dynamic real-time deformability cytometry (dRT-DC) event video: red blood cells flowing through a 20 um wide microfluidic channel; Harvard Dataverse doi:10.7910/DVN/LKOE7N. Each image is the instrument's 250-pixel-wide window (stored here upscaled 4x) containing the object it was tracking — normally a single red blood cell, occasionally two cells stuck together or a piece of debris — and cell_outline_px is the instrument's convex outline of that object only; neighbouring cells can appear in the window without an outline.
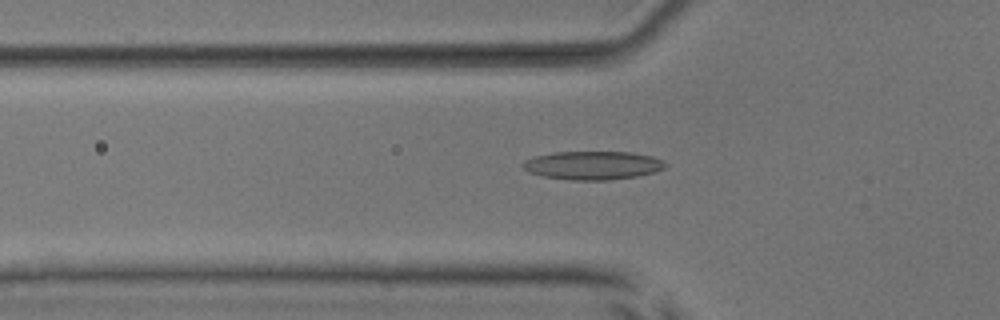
{"species": "common noctule bat (a hibernating species)", "species_latin": "Nyctalus noctula", "temperature_condition": "room temperature", "stored_images_in_passage": 52, "camera_frame_rate_fps": 3000, "um_per_image_px": 0.085, "animal": {"sex": "male", "body_mass_g": 17.9, "forearm_length_mm": 54.2}, "frame": {"image": 1, "passage_image": 18, "time_ms": 5.667, "image_size_px": [1000, 320], "cell_outline_px": [[668, 164], [664, 168], [656, 172], [636, 176], [608, 180], [572, 180], [544, 176], [528, 172], [520, 164], [524, 160], [536, 156], [552, 152], [632, 152], [652, 156], [664, 160]], "centroid_in_image_um": [50.41, 14.05], "position_along_channel_um": 75.4, "area_um2": 23.76}}
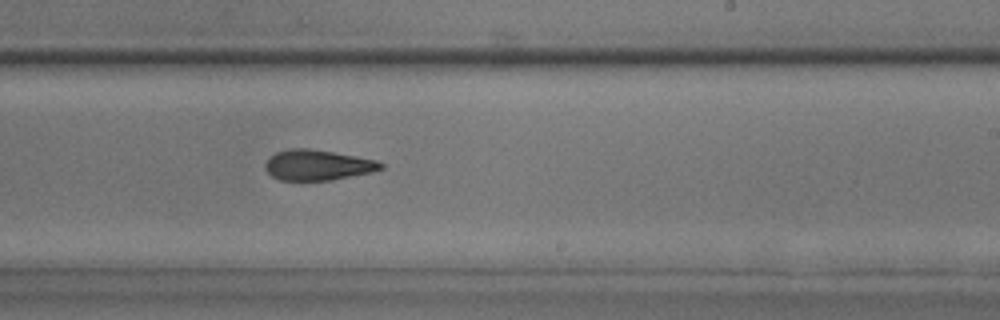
{"frame": {"image": 2, "passage_image": 32, "time_ms": 10.333, "image_size_px": [1000, 320], "cell_outline_px": [[384, 168], [372, 172], [332, 180], [280, 180], [272, 176], [264, 168], [264, 164], [276, 152], [288, 148], [308, 148], [356, 156], [376, 160], [384, 164]], "centroid_in_image_um": [27.0, 14.03], "position_along_channel_um": 262.0, "area_um2": 20.46}}
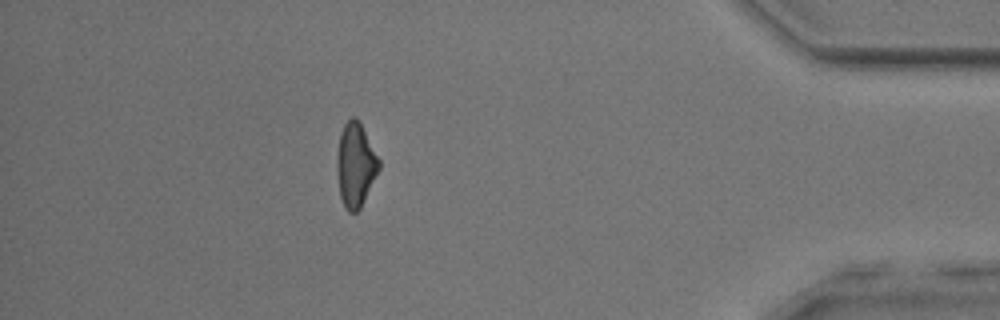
{"frame": {"image": 3, "passage_image": 46, "time_ms": 15.0, "image_size_px": [1000, 320], "cell_outline_px": [[380, 168], [360, 208], [356, 212], [348, 212], [344, 208], [340, 196], [336, 168], [336, 160], [340, 132], [344, 124], [352, 116], [356, 116], [360, 120], [380, 160]], "centroid_in_image_um": [30.21, 13.98], "position_along_channel_um": 405.0, "area_um2": 20.81}, "authors_computed_cell_mechanics": {"area_um2": 20.9236, "velocity_mm_per_s": 3.9992, "shape_relaxation_time_tau1_ms": null, "shape_relaxation_time_tau2_ms": 3.8214, "deformation_change_tau1": null, "deformation_change_tau2": 0.1245}}